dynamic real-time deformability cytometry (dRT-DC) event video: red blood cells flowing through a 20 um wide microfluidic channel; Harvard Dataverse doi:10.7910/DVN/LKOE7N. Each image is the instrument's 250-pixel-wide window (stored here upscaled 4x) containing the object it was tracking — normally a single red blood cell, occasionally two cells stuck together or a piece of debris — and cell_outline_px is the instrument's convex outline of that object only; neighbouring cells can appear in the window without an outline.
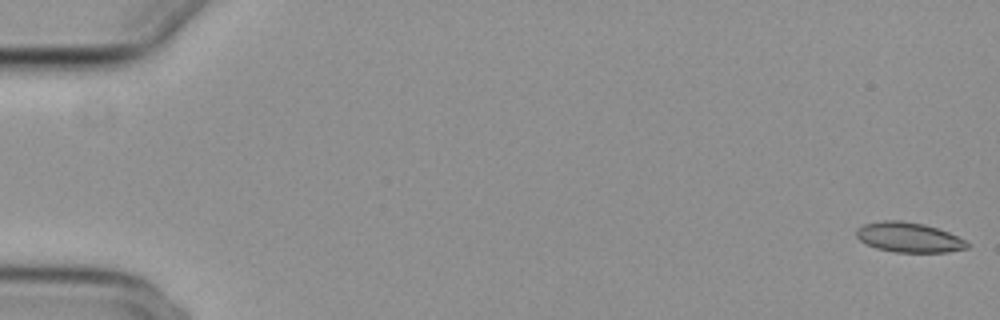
{"species": "common noctule bat (a hibernating species)", "species_latin": "Nyctalus noctula", "temperature_condition": "cold", "stored_images_in_passage": 56, "camera_frame_rate_fps": 3000, "um_per_image_px": 0.085, "animal": {"sex": "female", "body_mass_g": 29.2, "forearm_length_mm": 56.3}, "frame": {"image": 1, "passage_image": 1, "time_ms": 0.0, "image_size_px": [1000, 320], "cell_outline_px": [[968, 248], [948, 252], [896, 252], [876, 248], [860, 240], [856, 236], [856, 228], [864, 224], [884, 220], [900, 220], [924, 224], [948, 232], [964, 240], [968, 244]], "centroid_in_image_um": [77.23, 20.17], "position_along_channel_um": 7.8, "area_um2": 19.13}}
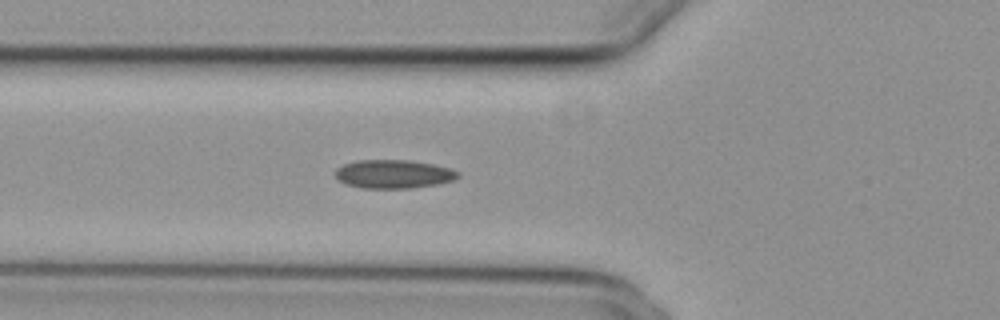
{"frame": {"image": 2, "passage_image": 21, "time_ms": 6.667, "image_size_px": [1000, 320], "cell_outline_px": [[460, 176], [456, 180], [440, 184], [412, 188], [360, 188], [344, 184], [336, 180], [336, 168], [344, 164], [356, 160], [408, 160], [432, 164], [452, 168], [460, 172]], "centroid_in_image_um": [33.47, 14.8], "position_along_channel_um": 92.3, "area_um2": 20.81}}
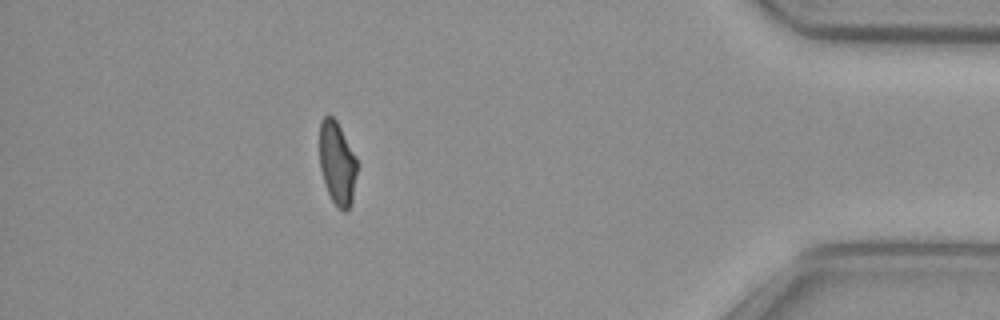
{"frame": {"image": 3, "passage_image": 50, "time_ms": 16.333, "image_size_px": [1000, 320], "cell_outline_px": [[356, 172], [352, 204], [344, 212], [336, 208], [324, 184], [320, 168], [320, 120], [328, 112], [336, 120], [356, 156]], "centroid_in_image_um": [28.65, 13.87], "position_along_channel_um": 406.6, "area_um2": 18.32}, "authors_computed_cell_mechanics": {"area_um2": 19.5075, "velocity_mm_per_s": 3.7391, "shape_relaxation_time_tau1_ms": null, "shape_relaxation_time_tau2_ms": 3.2758, "deformation_change_tau1": null, "deformation_change_tau2": 0.0791}}